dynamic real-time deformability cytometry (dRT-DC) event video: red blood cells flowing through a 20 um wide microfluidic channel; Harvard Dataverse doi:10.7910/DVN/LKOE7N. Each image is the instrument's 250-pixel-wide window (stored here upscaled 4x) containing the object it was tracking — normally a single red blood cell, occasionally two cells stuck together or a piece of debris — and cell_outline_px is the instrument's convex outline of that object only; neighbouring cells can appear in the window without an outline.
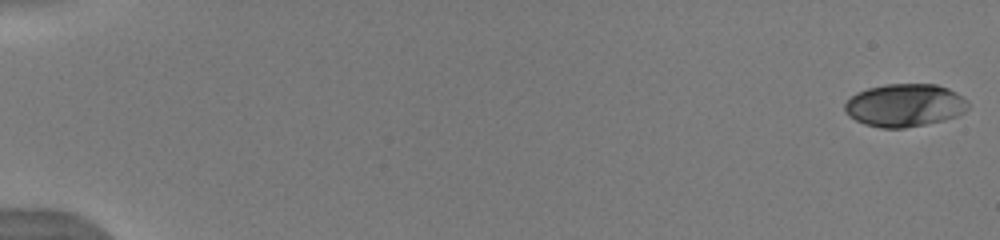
{"species": "human", "species_latin": "Homo sapiens", "temperature_condition": "warm", "stored_images_in_passage": 52, "camera_frame_rate_fps": 3000, "um_per_image_px": 0.085, "donor": {"sex": "male"}, "frame": {"image": 1, "passage_image": 1, "time_ms": 0.0, "image_size_px": [1000, 240], "cell_outline_px": [[968, 108], [964, 112], [956, 116], [944, 120], [904, 128], [880, 128], [864, 124], [848, 116], [844, 112], [844, 104], [856, 92], [868, 88], [884, 84], [936, 84], [948, 88], [956, 92], [968, 100]], "centroid_in_image_um": [76.89, 8.94], "position_along_channel_um": 8.1, "area_um2": 30.98}}
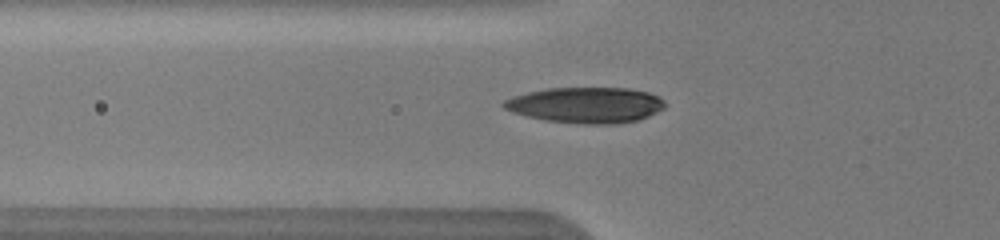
{"frame": {"image": 2, "passage_image": 20, "time_ms": 6.333, "image_size_px": [1000, 240], "cell_outline_px": [[664, 108], [648, 116], [636, 120], [616, 124], [580, 124], [544, 120], [512, 112], [504, 108], [500, 104], [504, 100], [512, 96], [528, 92], [548, 88], [628, 88], [648, 92], [660, 96], [664, 100]], "centroid_in_image_um": [49.79, 8.93], "position_along_channel_um": 76.0, "area_um2": 33.7}}
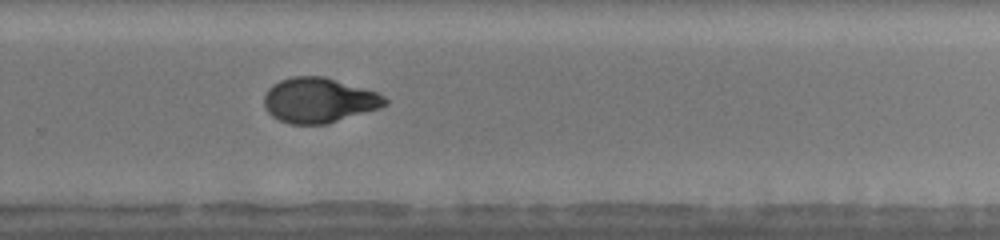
{"frame": {"image": 3, "passage_image": 37, "time_ms": 12.0, "image_size_px": [1000, 240], "cell_outline_px": [[388, 104], [380, 108], [328, 124], [288, 124], [272, 116], [264, 108], [264, 96], [268, 88], [272, 84], [280, 80], [292, 76], [324, 76], [376, 92], [384, 96], [388, 100]], "centroid_in_image_um": [27.09, 8.53], "position_along_channel_um": 302.7, "area_um2": 31.85}, "authors_computed_cell_mechanics": {"area_um2": 31.6744, "velocity_mm_per_s": 4.0052, "shape_relaxation_time_tau1_ms": 6.8784, "shape_relaxation_time_tau2_ms": 2.5249, "deformation_change_tau1": 0.2313, "deformation_change_tau2": 0.0536}}